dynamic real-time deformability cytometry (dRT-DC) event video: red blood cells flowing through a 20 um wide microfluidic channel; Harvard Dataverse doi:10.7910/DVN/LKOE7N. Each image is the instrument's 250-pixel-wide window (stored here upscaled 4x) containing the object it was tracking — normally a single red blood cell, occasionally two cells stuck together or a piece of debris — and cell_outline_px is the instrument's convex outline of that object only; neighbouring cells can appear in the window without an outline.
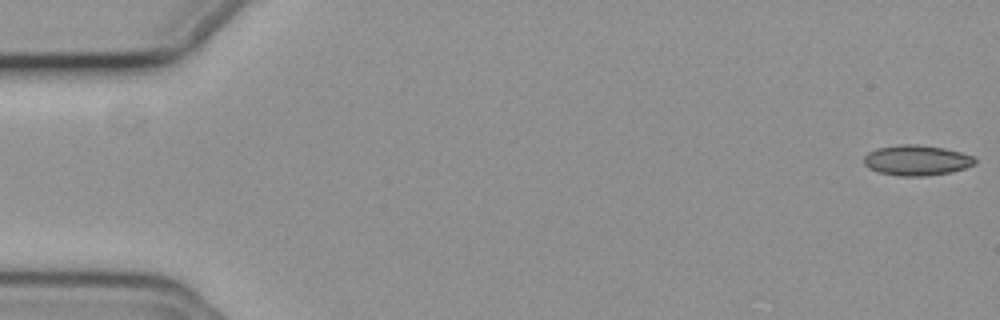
{"species": "common noctule bat (a hibernating species)", "species_latin": "Nyctalus noctula", "temperature_condition": "cold", "stored_images_in_passage": 56, "camera_frame_rate_fps": 3000, "um_per_image_px": 0.085, "animal": {"sex": "female", "body_mass_g": 19.3, "forearm_length_mm": 54.1}, "frame": {"image": 1, "passage_image": 1, "time_ms": 0.0, "image_size_px": [1000, 320], "cell_outline_px": [[976, 164], [952, 172], [928, 176], [896, 176], [876, 172], [868, 168], [864, 164], [864, 156], [868, 152], [876, 148], [900, 144], [916, 144], [944, 148], [960, 152], [972, 156], [976, 160]], "centroid_in_image_um": [77.88, 13.63], "position_along_channel_um": 7.1, "area_um2": 19.88}}
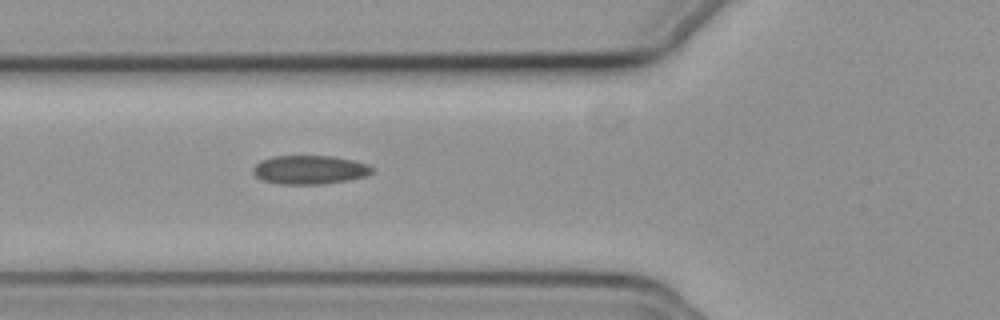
{"frame": {"image": 2, "passage_image": 21, "time_ms": 6.667, "image_size_px": [1000, 320], "cell_outline_px": [[372, 172], [364, 176], [348, 180], [324, 184], [280, 184], [264, 180], [256, 176], [252, 172], [252, 168], [260, 160], [272, 156], [332, 156], [352, 160], [368, 164], [372, 168]], "centroid_in_image_um": [26.29, 14.42], "position_along_channel_um": 99.5, "area_um2": 19.88}}
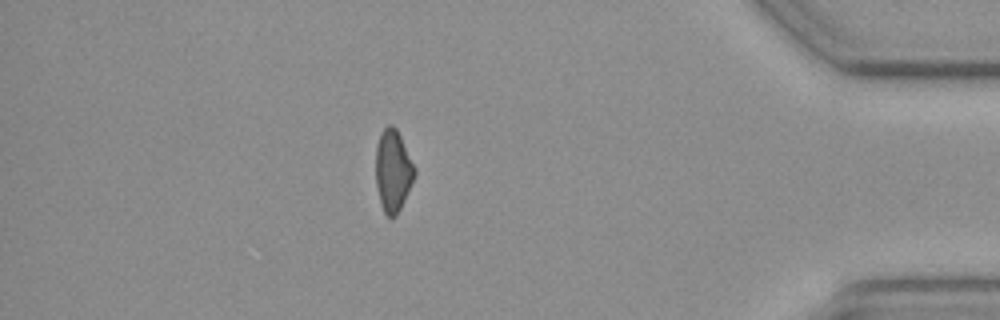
{"frame": {"image": 3, "passage_image": 49, "time_ms": 16.0, "image_size_px": [1000, 320], "cell_outline_px": [[416, 172], [404, 200], [396, 216], [388, 216], [384, 212], [380, 204], [376, 184], [376, 148], [380, 132], [388, 124], [392, 124], [396, 128], [416, 168]], "centroid_in_image_um": [33.39, 14.48], "position_along_channel_um": 401.8, "area_um2": 18.38}}